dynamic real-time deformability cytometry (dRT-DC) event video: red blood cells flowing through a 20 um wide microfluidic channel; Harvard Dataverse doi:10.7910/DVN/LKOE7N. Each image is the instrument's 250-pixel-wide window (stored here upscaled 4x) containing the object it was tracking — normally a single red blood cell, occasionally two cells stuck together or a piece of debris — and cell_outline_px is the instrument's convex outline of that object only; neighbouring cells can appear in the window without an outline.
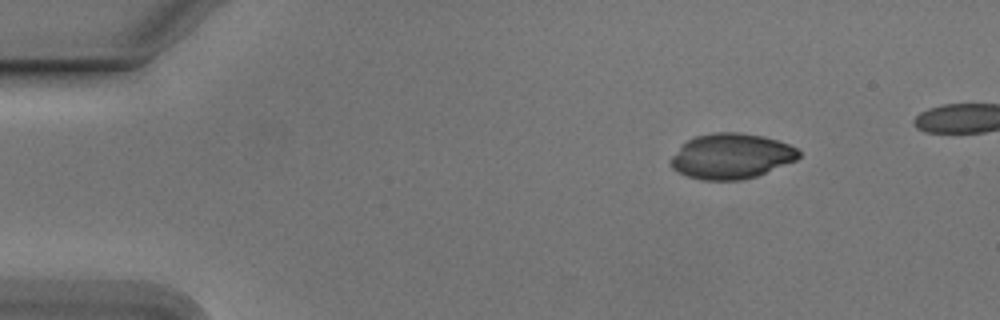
{"species": "Egyptian fruit bat (a non-hibernating species)", "species_latin": "Rousettus aegyptiacus", "temperature_condition": "cold", "stored_images_in_passage": 14, "camera_frame_rate_fps": 3000, "um_per_image_px": 0.085, "animal": {"sex": "male"}, "frame": {"image": 1, "passage_image": 1, "time_ms": 0.0, "image_size_px": [1000, 320], "cell_outline_px": [[800, 156], [796, 160], [756, 176], [740, 180], [700, 180], [676, 172], [668, 164], [668, 160], [688, 140], [696, 136], [716, 132], [736, 132], [764, 136], [788, 144], [796, 148], [800, 152]], "centroid_in_image_um": [62.13, 13.28], "position_along_channel_um": 22.9, "area_um2": 33.7}}